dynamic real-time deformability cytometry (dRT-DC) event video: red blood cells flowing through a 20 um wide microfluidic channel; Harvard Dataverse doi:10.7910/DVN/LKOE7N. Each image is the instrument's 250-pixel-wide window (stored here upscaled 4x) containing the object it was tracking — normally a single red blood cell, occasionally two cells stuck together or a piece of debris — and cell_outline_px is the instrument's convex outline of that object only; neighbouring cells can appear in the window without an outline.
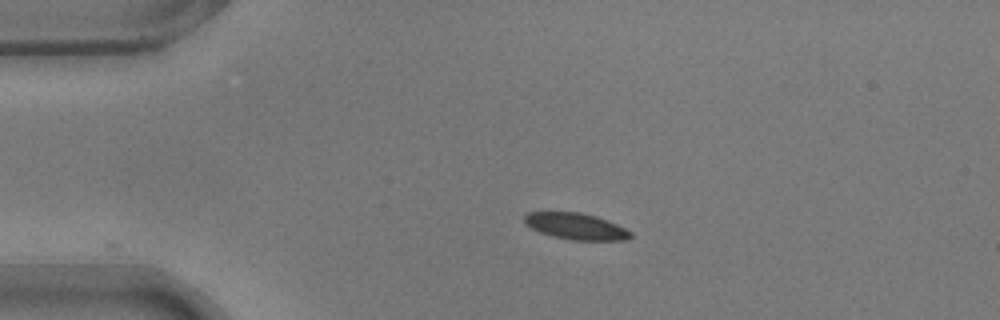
{"species": "common noctule bat (a hibernating species)", "species_latin": "Nyctalus noctula", "temperature_condition": "warm", "stored_images_in_passage": 44, "camera_frame_rate_fps": 3000, "um_per_image_px": 0.085, "animal": {"sex": "male", "body_mass_g": 17.9}, "frame": {"image": 1, "passage_image": 1, "time_ms": 0.0, "image_size_px": [1000, 320], "cell_outline_px": [[632, 236], [624, 240], [572, 240], [552, 236], [540, 232], [524, 224], [524, 216], [528, 212], [580, 212], [596, 216], [608, 220], [632, 232]], "centroid_in_image_um": [48.94, 19.23], "position_along_channel_um": 36.1, "area_um2": 16.3}}
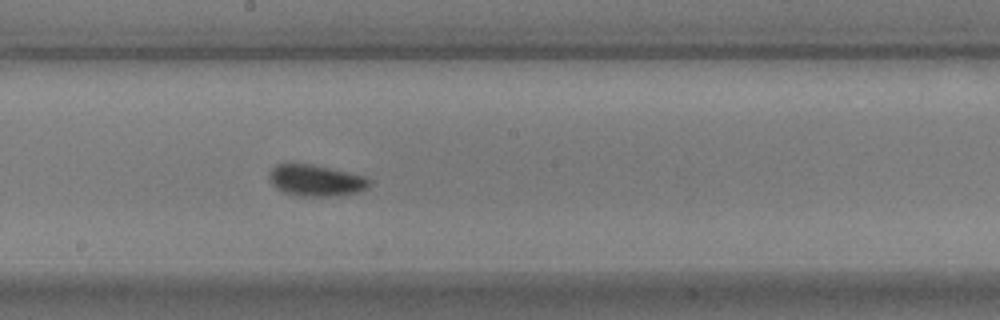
{"frame": {"image": 2, "passage_image": 19, "time_ms": 6.0, "image_size_px": [1000, 320], "cell_outline_px": [[368, 184], [364, 188], [356, 192], [336, 196], [296, 196], [284, 192], [276, 188], [272, 184], [268, 176], [272, 168], [276, 164], [288, 160], [312, 164], [364, 176], [368, 180]], "centroid_in_image_um": [26.72, 15.3], "position_along_channel_um": 221.5, "area_um2": 18.5}}
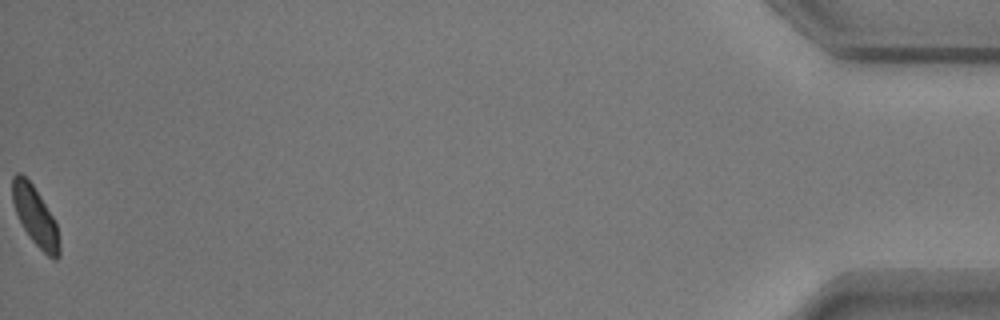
{"frame": {"image": 3, "passage_image": 44, "time_ms": 14.333, "image_size_px": [1000, 320], "cell_outline_px": [[60, 256], [56, 260], [52, 260], [32, 240], [24, 228], [16, 212], [12, 200], [12, 176], [16, 172], [20, 172], [32, 184], [52, 216], [56, 224], [60, 244]], "centroid_in_image_um": [3.0, 18.39], "position_along_channel_um": 432.2, "area_um2": 15.84}, "authors_computed_cell_mechanics": {"area_um2": 17.0221, "velocity_mm_per_s": 3.7107, "shape_relaxation_time_tau1_ms": 1.9208, "shape_relaxation_time_tau2_ms": null, "deformation_change_tau1": 0.0637, "deformation_change_tau2": null}}